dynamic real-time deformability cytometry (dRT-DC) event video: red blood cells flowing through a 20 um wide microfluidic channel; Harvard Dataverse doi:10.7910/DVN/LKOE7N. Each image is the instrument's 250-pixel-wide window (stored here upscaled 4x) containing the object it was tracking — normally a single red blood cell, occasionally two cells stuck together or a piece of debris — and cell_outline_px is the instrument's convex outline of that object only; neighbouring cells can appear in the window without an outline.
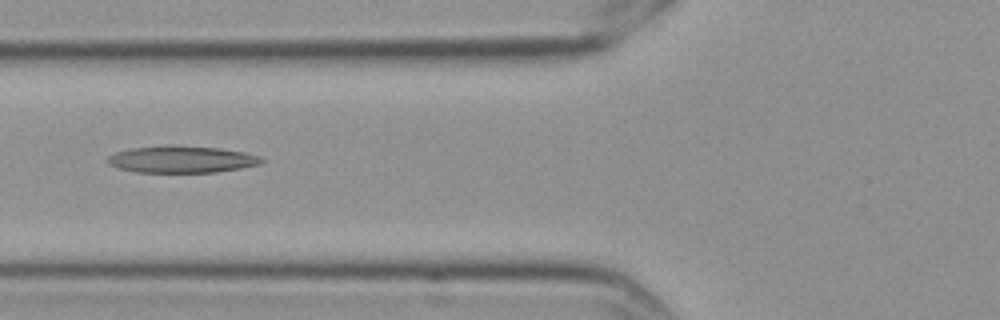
{"species": "Egyptian fruit bat (a non-hibernating species)", "species_latin": "Rousettus aegyptiacus", "temperature_condition": "cold", "stored_images_in_passage": 4, "camera_frame_rate_fps": 3000, "um_per_image_px": 0.085, "frame": {"image": 1, "passage_image": 2, "time_ms": 0.333, "image_size_px": [1000, 320], "cell_outline_px": [[264, 160], [260, 164], [240, 168], [212, 172], [136, 172], [120, 168], [108, 164], [104, 160], [108, 156], [116, 152], [132, 148], [168, 144], [176, 144], [220, 148], [244, 152], [260, 156]], "centroid_in_image_um": [15.41, 13.52], "position_along_channel_um": 110.4, "area_um2": 24.33}}
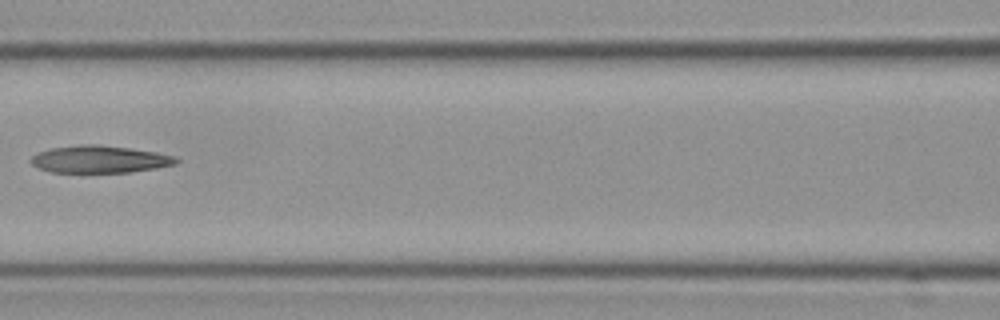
{"frame": {"image": 2, "passage_image": 3, "time_ms": 0.667, "image_size_px": [1000, 320], "cell_outline_px": [[180, 160], [176, 164], [156, 168], [128, 172], [52, 172], [36, 168], [28, 160], [36, 152], [48, 148], [80, 144], [100, 144], [132, 148], [156, 152], [172, 156]], "centroid_in_image_um": [8.4, 13.52], "position_along_channel_um": 158.2, "area_um2": 23.35}}
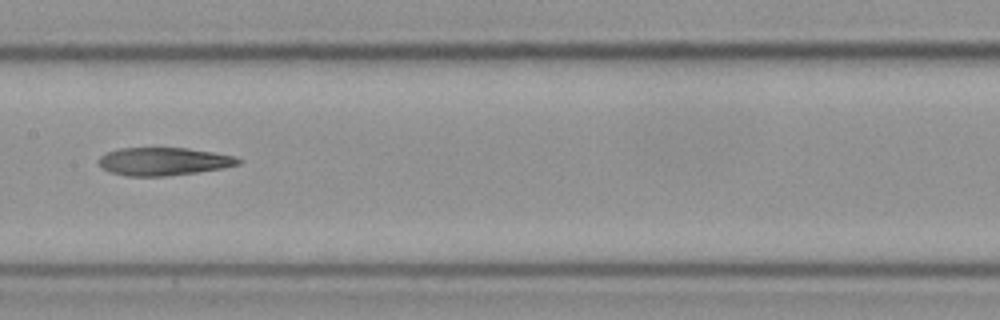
{"frame": {"image": 3, "passage_image": 4, "time_ms": 1.0, "image_size_px": [1000, 320], "cell_outline_px": [[244, 160], [240, 164], [224, 168], [196, 172], [164, 176], [124, 176], [112, 172], [104, 168], [100, 164], [100, 156], [108, 152], [120, 148], [188, 148], [236, 156]], "centroid_in_image_um": [13.97, 13.72], "position_along_channel_um": 193.4, "area_um2": 22.6}}